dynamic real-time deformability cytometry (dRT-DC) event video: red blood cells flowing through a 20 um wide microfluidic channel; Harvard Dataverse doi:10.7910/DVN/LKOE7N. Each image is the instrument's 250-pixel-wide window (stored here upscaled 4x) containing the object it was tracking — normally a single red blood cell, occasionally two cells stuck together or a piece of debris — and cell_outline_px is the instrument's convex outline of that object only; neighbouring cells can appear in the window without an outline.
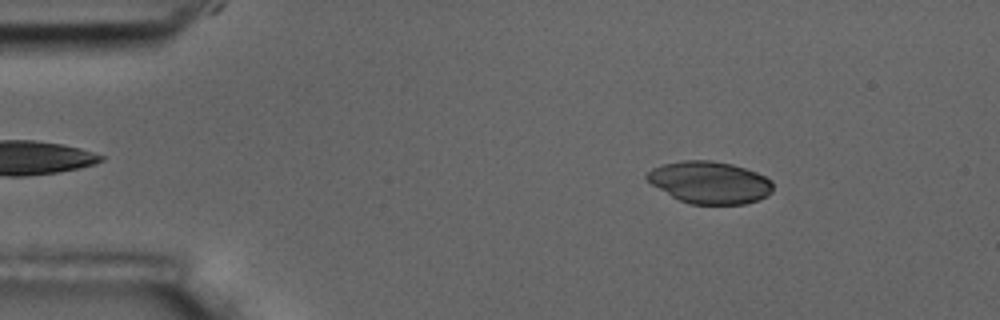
{"species": "common noctule bat (a hibernating species)", "species_latin": "Nyctalus noctula", "temperature_condition": "room temperature", "stored_images_in_passage": 55, "camera_frame_rate_fps": 3000, "um_per_image_px": 0.085, "animal": {"sex": "male", "body_mass_g": 17.5, "forearm_length_mm": 52.3}, "frame": {"image": 1, "passage_image": 8, "time_ms": 2.333, "image_size_px": [1000, 320], "cell_outline_px": [[772, 192], [768, 196], [744, 204], [692, 204], [680, 200], [672, 196], [652, 184], [644, 176], [652, 168], [664, 164], [684, 160], [712, 160], [732, 164], [756, 172], [772, 180]], "centroid_in_image_um": [60.34, 15.5], "position_along_channel_um": 24.7, "area_um2": 30.75}}
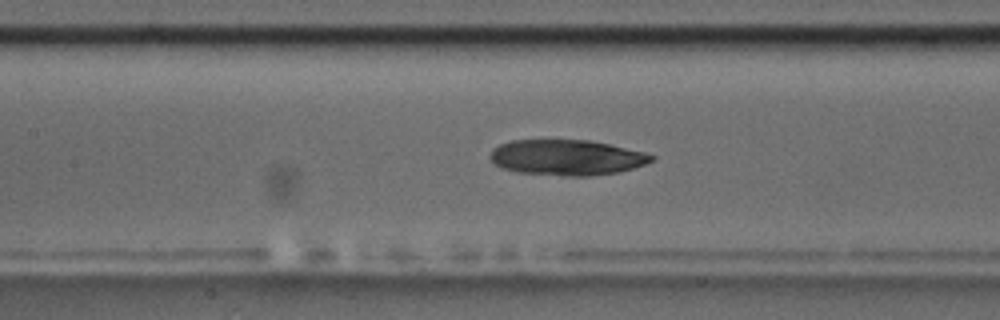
{"frame": {"image": 2, "passage_image": 25, "time_ms": 8.0, "image_size_px": [1000, 320], "cell_outline_px": [[656, 156], [652, 160], [644, 164], [632, 168], [616, 172], [588, 176], [568, 176], [516, 172], [504, 168], [496, 164], [488, 156], [492, 148], [500, 144], [512, 140], [592, 140], [612, 144], [644, 152]], "centroid_in_image_um": [48.16, 13.37], "position_along_channel_um": 159.2, "area_um2": 33.41}}
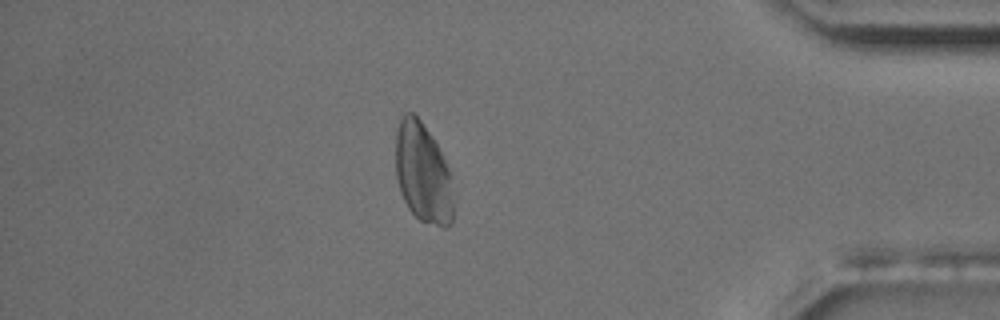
{"frame": {"image": 3, "passage_image": 48, "time_ms": 15.667, "image_size_px": [1000, 320], "cell_outline_px": [[456, 200], [452, 224], [448, 228], [444, 228], [420, 220], [408, 208], [400, 192], [396, 176], [396, 132], [400, 120], [404, 112], [412, 112], [420, 120], [432, 136], [448, 168]], "centroid_in_image_um": [35.98, 14.77], "position_along_channel_um": 399.2, "area_um2": 34.04}}